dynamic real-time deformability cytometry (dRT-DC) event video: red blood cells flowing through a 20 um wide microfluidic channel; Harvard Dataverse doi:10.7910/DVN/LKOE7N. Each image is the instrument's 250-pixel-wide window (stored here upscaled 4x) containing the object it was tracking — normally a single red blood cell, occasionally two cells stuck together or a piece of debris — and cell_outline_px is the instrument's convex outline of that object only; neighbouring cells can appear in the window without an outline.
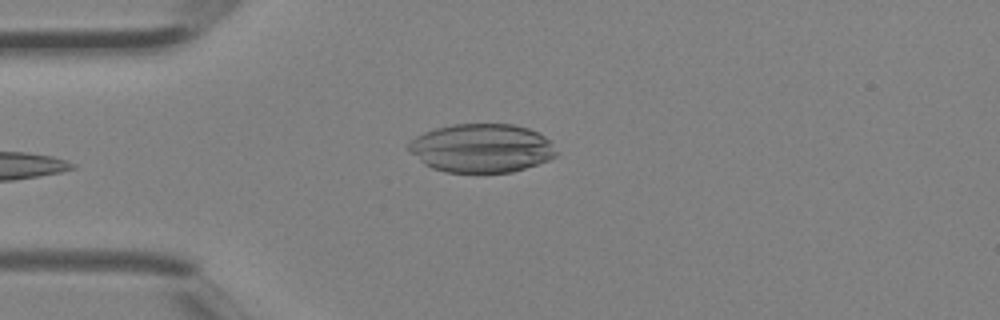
{"species": "Egyptian fruit bat (a non-hibernating species)", "species_latin": "Rousettus aegyptiacus", "temperature_condition": "room temperature", "stored_images_in_passage": 4, "camera_frame_rate_fps": 3000, "um_per_image_px": 0.085, "animal": {"sex": "female"}, "frame": {"image": 1, "passage_image": 4, "time_ms": 1.0, "image_size_px": [1000, 320], "cell_outline_px": [[560, 152], [556, 156], [548, 160], [512, 172], [444, 172], [432, 168], [424, 164], [408, 148], [408, 144], [416, 136], [424, 132], [436, 128], [452, 124], [512, 124], [528, 128], [544, 136]], "centroid_in_image_um": [40.95, 12.59], "position_along_channel_um": 44.1, "area_um2": 41.73}}